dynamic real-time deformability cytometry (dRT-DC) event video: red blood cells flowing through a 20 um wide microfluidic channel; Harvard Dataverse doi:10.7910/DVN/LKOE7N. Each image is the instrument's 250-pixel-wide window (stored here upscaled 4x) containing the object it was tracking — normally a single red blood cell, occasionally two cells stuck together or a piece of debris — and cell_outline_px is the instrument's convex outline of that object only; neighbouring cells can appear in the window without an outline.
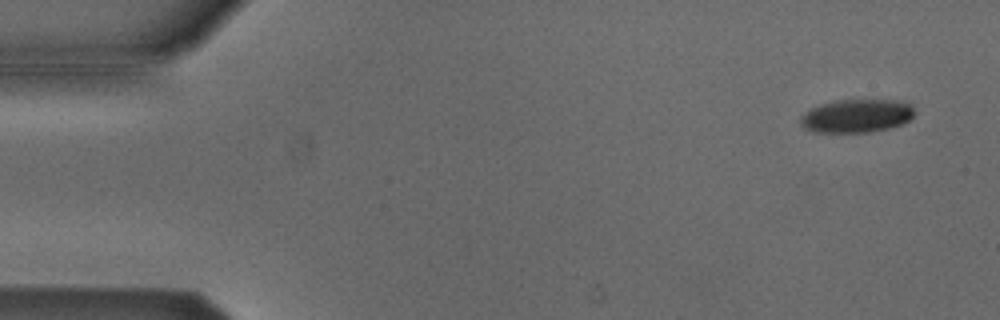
{"species": "Egyptian fruit bat (a non-hibernating species)", "species_latin": "Rousettus aegyptiacus", "temperature_condition": "cold", "stored_images_in_passage": 54, "camera_frame_rate_fps": 3000, "um_per_image_px": 0.085, "animal": {"sex": "male"}, "frame": {"image": 1, "passage_image": 3, "time_ms": 0.667, "image_size_px": [1000, 320], "cell_outline_px": [[916, 112], [904, 124], [888, 128], [868, 132], [812, 132], [804, 128], [800, 124], [800, 116], [804, 112], [820, 104], [836, 100], [896, 100], [912, 104]], "centroid_in_image_um": [72.81, 9.85], "position_along_channel_um": 12.2, "area_um2": 22.31}}
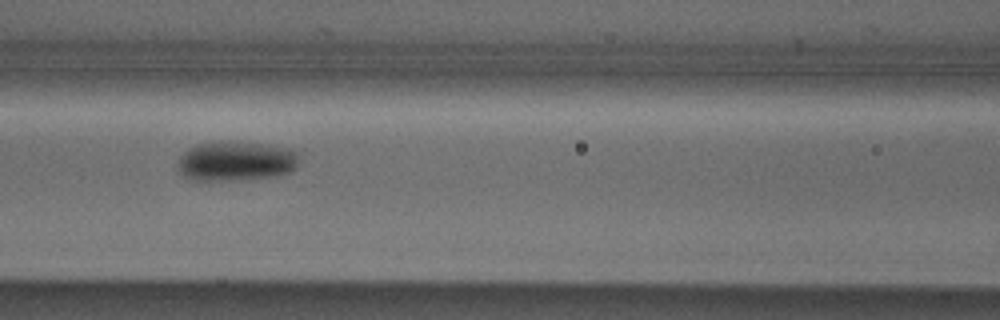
{"frame": {"image": 2, "passage_image": 23, "time_ms": 7.333, "image_size_px": [1000, 320], "cell_outline_px": [[296, 168], [292, 172], [280, 176], [232, 180], [196, 180], [184, 176], [180, 172], [176, 164], [180, 156], [188, 148], [196, 144], [220, 140], [228, 140], [268, 144], [288, 148], [296, 152]], "centroid_in_image_um": [20.03, 13.67], "position_along_channel_um": 146.6, "area_um2": 28.5}}
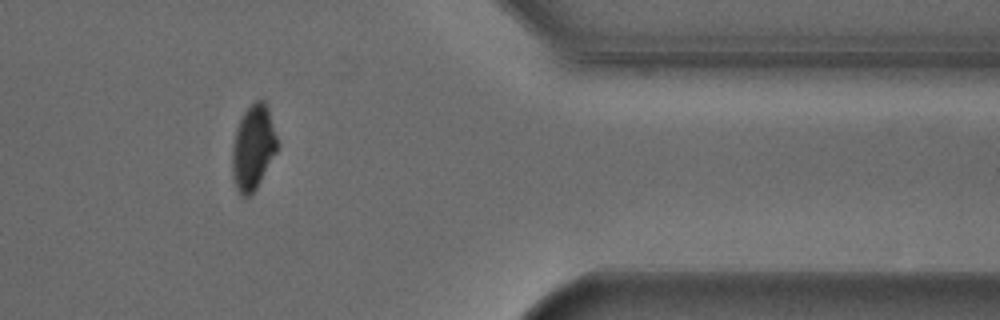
{"frame": {"image": 3, "passage_image": 44, "time_ms": 14.333, "image_size_px": [1000, 320], "cell_outline_px": [[280, 144], [276, 152], [256, 188], [248, 196], [240, 196], [236, 188], [232, 176], [232, 148], [236, 128], [244, 112], [256, 100], [264, 100], [268, 108]], "centroid_in_image_um": [21.52, 12.53], "position_along_channel_um": 389.9, "area_um2": 22.25}, "authors_computed_cell_mechanics": {"area_um2": 24.3338, "velocity_mm_per_s": 3.8092, "shape_relaxation_time_tau1_ms": 2.8963, "shape_relaxation_time_tau2_ms": null, "deformation_change_tau1": 0.0835, "deformation_change_tau2": null}}